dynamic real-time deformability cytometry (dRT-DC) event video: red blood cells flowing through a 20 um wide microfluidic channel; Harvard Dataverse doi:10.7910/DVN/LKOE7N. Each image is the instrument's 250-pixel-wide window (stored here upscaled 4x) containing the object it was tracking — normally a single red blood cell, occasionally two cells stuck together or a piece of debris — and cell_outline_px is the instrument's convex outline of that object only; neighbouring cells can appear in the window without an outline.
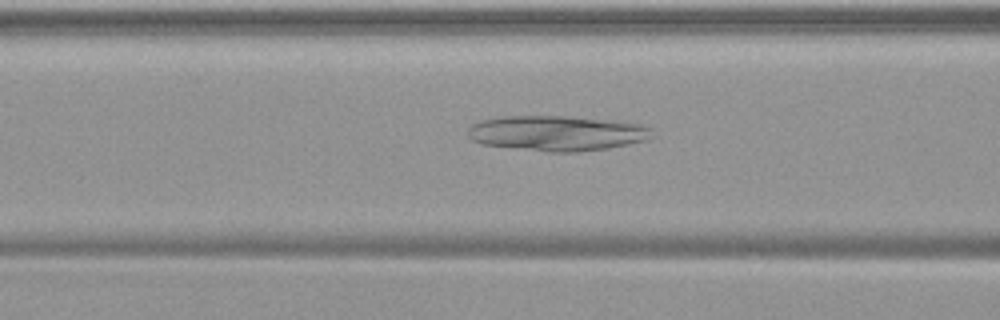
{"species": "common noctule bat (a hibernating species)", "species_latin": "Nyctalus noctula", "temperature_condition": "warm", "stored_images_in_passage": 54, "camera_frame_rate_fps": 3000, "um_per_image_px": 0.085, "animal": {"sex": "female", "body_mass_g": 19.9}, "frame": {"image": 1, "passage_image": 22, "time_ms": 7.0, "image_size_px": [1000, 320], "cell_outline_px": [[652, 136], [648, 140], [608, 148], [576, 152], [548, 152], [480, 144], [472, 140], [468, 136], [468, 128], [472, 124], [480, 120], [500, 116], [568, 116], [620, 120], [640, 124], [652, 128]], "centroid_in_image_um": [47.35, 11.31], "position_along_channel_um": 119.3, "area_um2": 38.32}}
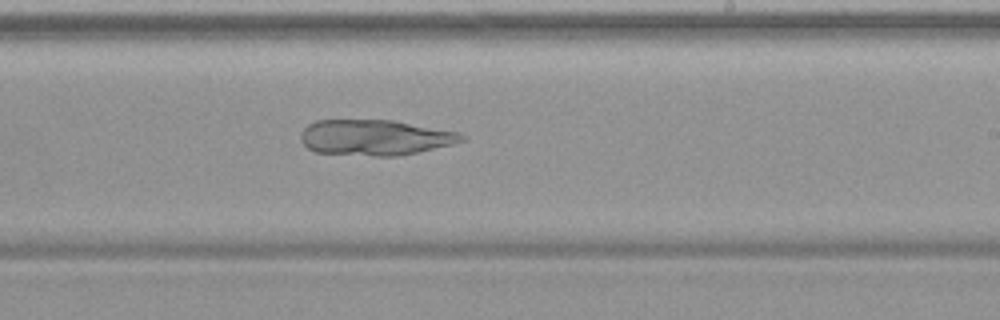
{"frame": {"image": 2, "passage_image": 33, "time_ms": 10.667, "image_size_px": [1000, 320], "cell_outline_px": [[464, 140], [452, 144], [416, 152], [396, 156], [372, 156], [316, 152], [308, 148], [300, 140], [300, 132], [308, 124], [316, 120], [392, 120], [460, 132], [464, 136]], "centroid_in_image_um": [31.84, 11.68], "position_along_channel_um": 257.2, "area_um2": 33.29}}
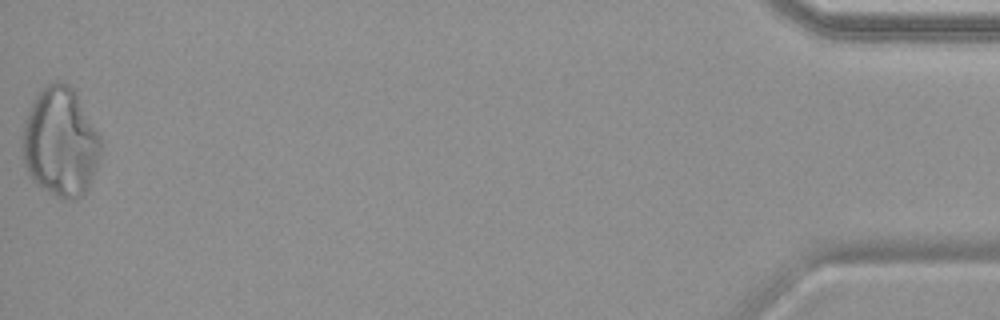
{"frame": {"image": 3, "passage_image": 54, "time_ms": 17.667, "image_size_px": [1000, 320], "cell_outline_px": [[104, 144], [96, 168], [88, 188], [84, 196], [72, 200], [56, 196], [48, 192], [36, 184], [32, 180], [24, 164], [24, 124], [28, 112], [36, 96], [52, 80], [60, 80], [68, 84], [76, 92], [100, 132]], "centroid_in_image_um": [5.2, 12.08], "position_along_channel_um": 430.0, "area_um2": 50.17}}